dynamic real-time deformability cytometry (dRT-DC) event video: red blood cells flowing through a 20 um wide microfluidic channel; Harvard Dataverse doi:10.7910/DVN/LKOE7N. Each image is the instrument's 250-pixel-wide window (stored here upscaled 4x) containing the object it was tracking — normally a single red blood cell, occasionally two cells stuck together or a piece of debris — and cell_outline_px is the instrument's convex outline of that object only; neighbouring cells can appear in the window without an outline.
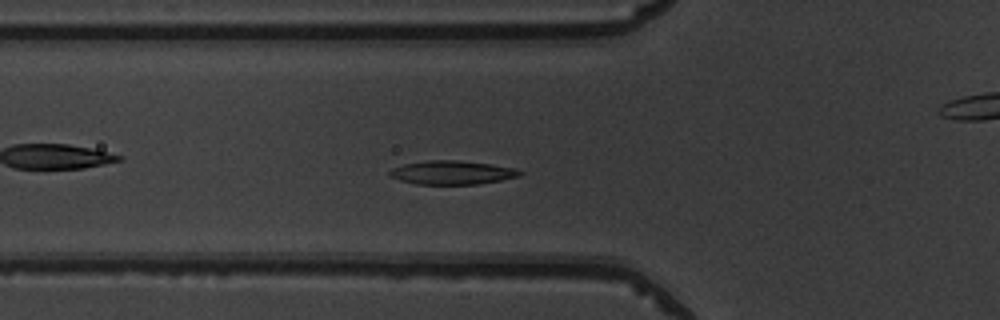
{"species": "common noctule bat (a hibernating species)", "species_latin": "Nyctalus noctula", "temperature_condition": "warm", "stored_images_in_passage": 37, "camera_frame_rate_fps": 3000, "um_per_image_px": 0.085, "animal": {"sex": "male", "body_mass_g": 19.5, "forearm_length_mm": 54.6}, "frame": {"image": 1, "passage_image": 3, "time_ms": 0.667, "image_size_px": [1000, 320], "cell_outline_px": [[524, 172], [520, 176], [480, 184], [416, 184], [400, 180], [388, 176], [388, 172], [392, 168], [404, 164], [428, 160], [456, 160], [492, 164], [516, 168]], "centroid_in_image_um": [38.43, 14.66], "position_along_channel_um": 87.4, "area_um2": 18.09}}
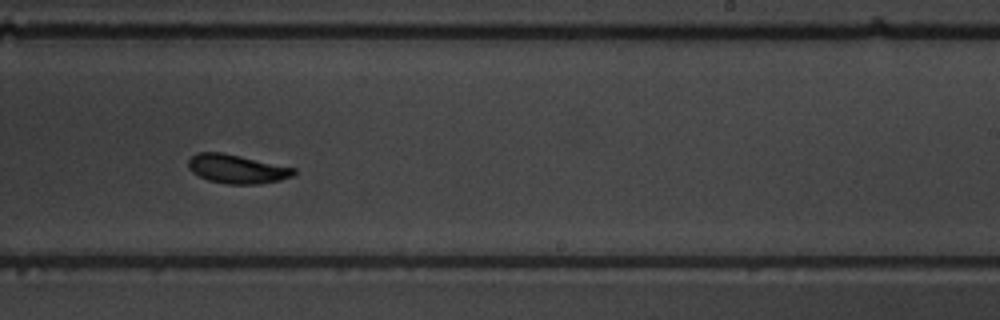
{"frame": {"image": 2, "passage_image": 17, "time_ms": 5.333, "image_size_px": [1000, 320], "cell_outline_px": [[296, 172], [292, 176], [280, 180], [260, 184], [228, 184], [208, 180], [192, 172], [188, 168], [188, 160], [196, 152], [220, 152], [240, 156], [296, 168]], "centroid_in_image_um": [20.13, 14.36], "position_along_channel_um": 268.9, "area_um2": 17.69}}
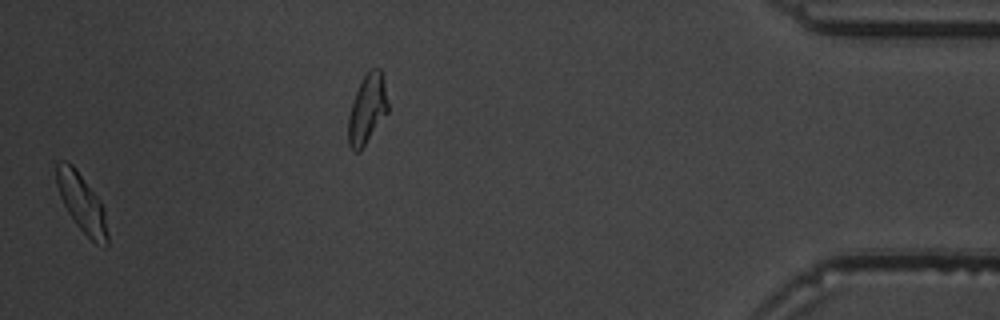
{"frame": {"image": 3, "passage_image": 36, "time_ms": 11.667, "image_size_px": [1000, 320], "cell_outline_px": [[108, 244], [104, 248], [96, 244], [76, 224], [68, 212], [60, 196], [56, 184], [56, 164], [60, 160], [64, 160], [72, 164], [76, 168], [100, 200], [104, 208], [108, 236]], "centroid_in_image_um": [6.96, 17.24], "position_along_channel_um": 428.2, "area_um2": 17.34}, "authors_computed_cell_mechanics": {"area_um2": 17.4556, "velocity_mm_per_s": 3.8847, "shape_relaxation_time_tau1_ms": 2.3577, "shape_relaxation_time_tau2_ms": 2.0503, "deformation_change_tau1": 0.1646, "deformation_change_tau2": 0.0655}}